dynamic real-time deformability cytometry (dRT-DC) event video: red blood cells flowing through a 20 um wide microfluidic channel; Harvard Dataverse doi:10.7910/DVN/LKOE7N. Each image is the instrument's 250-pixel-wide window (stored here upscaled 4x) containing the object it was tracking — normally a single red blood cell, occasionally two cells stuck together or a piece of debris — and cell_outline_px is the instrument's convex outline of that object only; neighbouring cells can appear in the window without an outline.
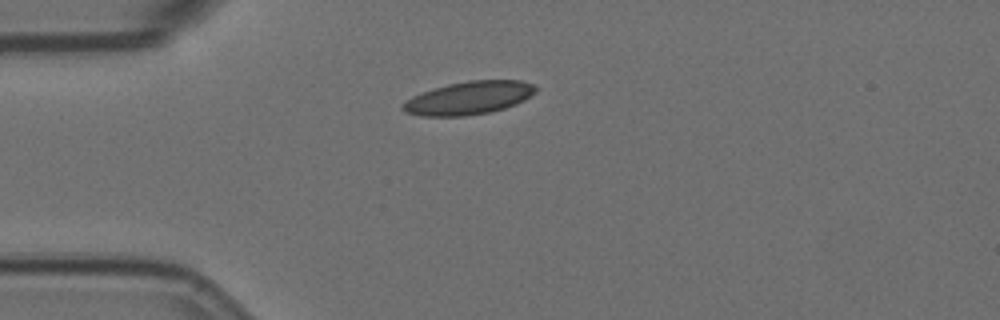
{"species": "Egyptian fruit bat (a non-hibernating species)", "species_latin": "Rousettus aegyptiacus", "temperature_condition": "room temperature", "stored_images_in_passage": 3, "camera_frame_rate_fps": 3000, "um_per_image_px": 0.085, "animal": {"sex": "female"}, "frame": {"image": 1, "passage_image": 1, "time_ms": 0.0, "image_size_px": [1000, 320], "cell_outline_px": [[536, 92], [524, 100], [516, 104], [504, 108], [488, 112], [464, 116], [420, 116], [408, 112], [400, 108], [404, 100], [420, 92], [448, 84], [468, 80], [520, 80], [532, 84], [536, 88]], "centroid_in_image_um": [39.82, 8.32], "position_along_channel_um": 45.2, "area_um2": 25.61}}
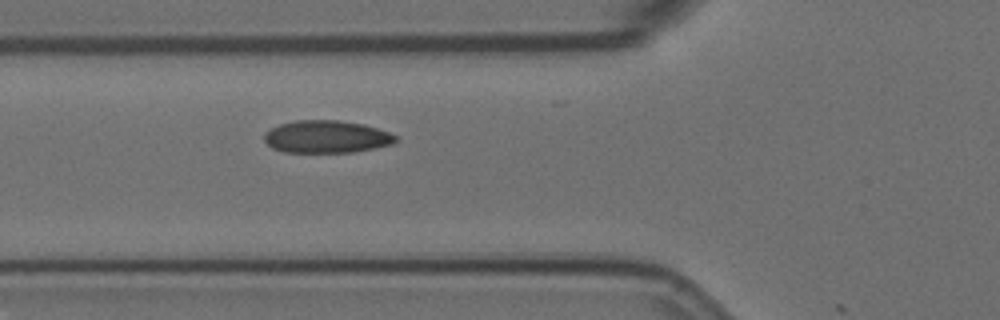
{"frame": {"image": 2, "passage_image": 3, "time_ms": 0.667, "image_size_px": [1000, 320], "cell_outline_px": [[396, 140], [392, 144], [352, 152], [284, 152], [272, 148], [264, 140], [264, 132], [280, 124], [296, 120], [340, 120], [364, 124], [388, 132], [396, 136]], "centroid_in_image_um": [27.72, 11.62], "position_along_channel_um": 98.1, "area_um2": 24.74}}